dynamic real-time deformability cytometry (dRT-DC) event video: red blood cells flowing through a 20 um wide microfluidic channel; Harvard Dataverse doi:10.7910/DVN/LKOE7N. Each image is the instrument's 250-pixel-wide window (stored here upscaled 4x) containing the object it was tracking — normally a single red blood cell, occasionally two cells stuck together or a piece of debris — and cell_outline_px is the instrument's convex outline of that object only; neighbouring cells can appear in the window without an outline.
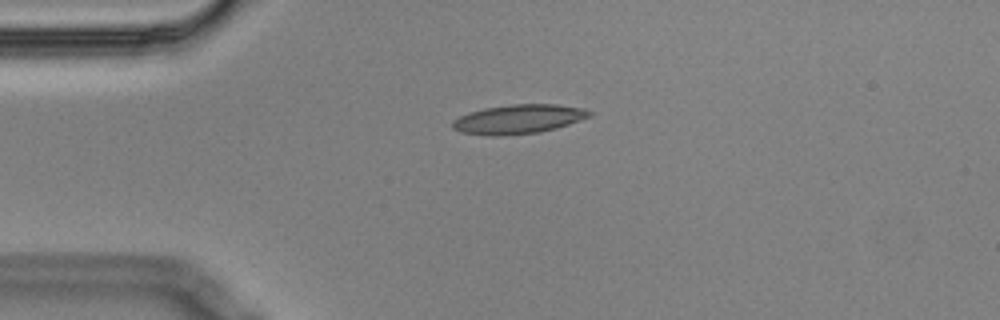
{"species": "Egyptian fruit bat (a non-hibernating species)", "species_latin": "Rousettus aegyptiacus", "temperature_condition": "cold", "stored_images_in_passage": 2, "camera_frame_rate_fps": 3000, "um_per_image_px": 0.085, "animal": {"sex": "male"}, "frame": {"image": 1, "passage_image": 1, "time_ms": 0.0, "image_size_px": [1000, 320], "cell_outline_px": [[592, 116], [556, 128], [540, 132], [496, 136], [488, 136], [460, 132], [452, 128], [452, 120], [468, 112], [484, 108], [512, 104], [556, 104], [584, 108], [592, 112]], "centroid_in_image_um": [44.05, 10.12], "position_along_channel_um": 40.9, "area_um2": 23.41}}